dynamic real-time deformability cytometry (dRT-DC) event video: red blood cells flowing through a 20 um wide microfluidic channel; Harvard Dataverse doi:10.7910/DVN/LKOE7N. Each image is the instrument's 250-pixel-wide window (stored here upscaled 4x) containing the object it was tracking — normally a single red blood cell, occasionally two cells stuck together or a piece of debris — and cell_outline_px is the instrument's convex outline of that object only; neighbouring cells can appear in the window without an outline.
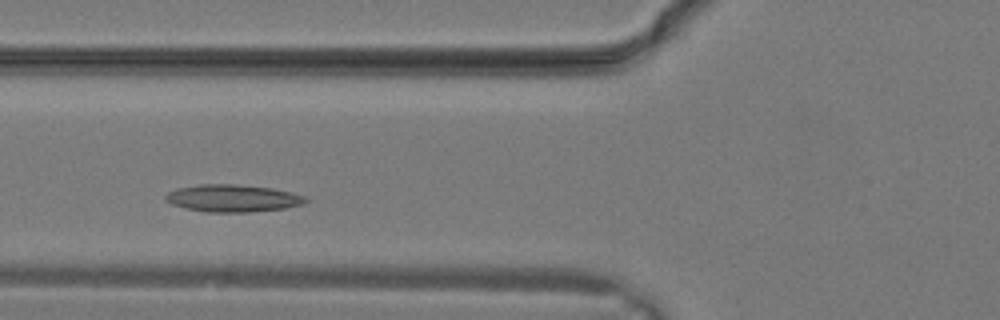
{"species": "common noctule bat (a hibernating species)", "species_latin": "Nyctalus noctula", "temperature_condition": "warm", "stored_images_in_passage": 15, "camera_frame_rate_fps": 3000, "um_per_image_px": 0.085, "animal": {"sex": "male", "body_mass_g": 19.2, "forearm_length_mm": 51.8}, "frame": {"image": 1, "passage_image": 6, "time_ms": 1.667, "image_size_px": [1000, 320], "cell_outline_px": [[308, 200], [304, 204], [284, 208], [248, 212], [208, 212], [188, 208], [172, 204], [164, 200], [164, 196], [168, 192], [180, 188], [200, 184], [236, 184], [272, 188], [292, 192], [304, 196]], "centroid_in_image_um": [19.8, 16.84], "position_along_channel_um": 106.0, "area_um2": 22.14}}
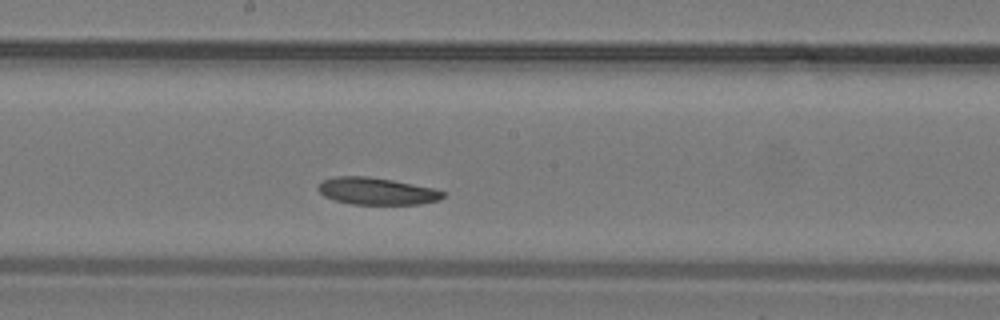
{"frame": {"image": 2, "passage_image": 11, "time_ms": 3.333, "image_size_px": [1000, 320], "cell_outline_px": [[448, 192], [440, 200], [420, 204], [352, 204], [332, 200], [324, 196], [316, 188], [320, 180], [332, 176], [368, 176], [392, 180], [436, 188]], "centroid_in_image_um": [32.01, 16.24], "position_along_channel_um": 216.2, "area_um2": 20.11}}
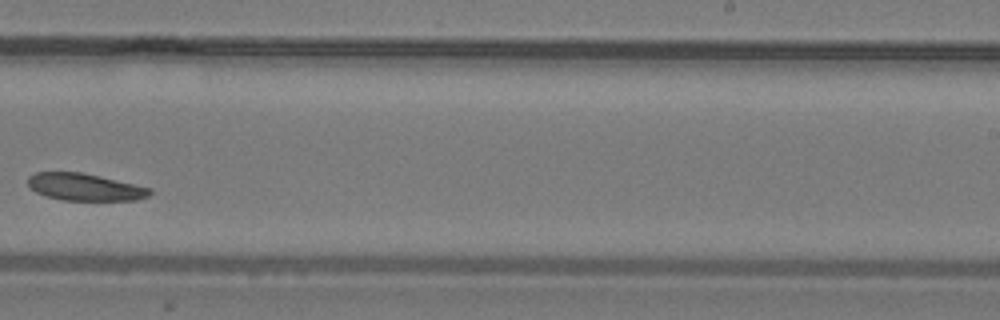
{"frame": {"image": 3, "passage_image": 14, "time_ms": 4.333, "image_size_px": [1000, 320], "cell_outline_px": [[152, 192], [148, 196], [136, 200], [64, 200], [44, 196], [36, 192], [28, 184], [28, 176], [36, 172], [80, 172], [100, 176], [152, 188]], "centroid_in_image_um": [7.21, 15.9], "position_along_channel_um": 281.8, "area_um2": 19.25}}